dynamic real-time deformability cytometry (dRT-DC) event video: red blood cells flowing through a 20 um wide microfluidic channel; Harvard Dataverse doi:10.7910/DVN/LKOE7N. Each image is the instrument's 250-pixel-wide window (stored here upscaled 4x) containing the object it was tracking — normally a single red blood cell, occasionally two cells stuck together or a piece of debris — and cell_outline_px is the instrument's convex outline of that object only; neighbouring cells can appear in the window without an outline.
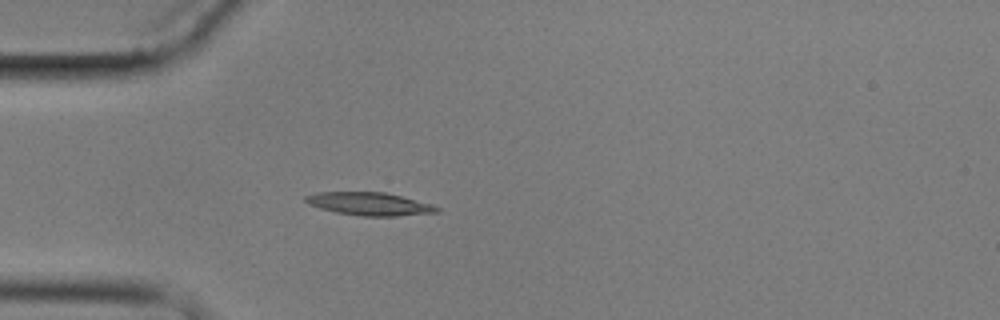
{"species": "common noctule bat (a hibernating species)", "species_latin": "Nyctalus noctula", "temperature_condition": "cold", "stored_images_in_passage": 4, "camera_frame_rate_fps": 3000, "um_per_image_px": 0.085, "animal": {"sex": "male", "body_mass_g": 17.9}, "frame": {"image": 1, "passage_image": 4, "time_ms": 4.333, "image_size_px": [1000, 320], "cell_outline_px": [[440, 212], [396, 216], [360, 216], [336, 212], [320, 208], [308, 204], [304, 200], [304, 196], [316, 192], [384, 192], [432, 204], [440, 208]], "centroid_in_image_um": [31.39, 17.33], "position_along_channel_um": 53.6, "area_um2": 17.57}}